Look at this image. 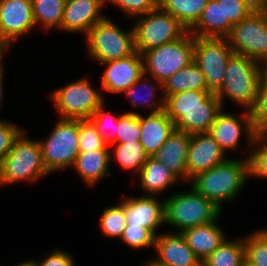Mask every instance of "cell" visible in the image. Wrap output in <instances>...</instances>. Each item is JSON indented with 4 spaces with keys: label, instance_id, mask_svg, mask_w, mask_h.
Masks as SVG:
<instances>
[{
    "label": "cell",
    "instance_id": "6da1fadb",
    "mask_svg": "<svg viewBox=\"0 0 267 266\" xmlns=\"http://www.w3.org/2000/svg\"><path fill=\"white\" fill-rule=\"evenodd\" d=\"M250 177L249 157L244 160L227 158L208 171L198 173L191 186L221 210L225 201L235 199Z\"/></svg>",
    "mask_w": 267,
    "mask_h": 266
},
{
    "label": "cell",
    "instance_id": "7a4b0ae2",
    "mask_svg": "<svg viewBox=\"0 0 267 266\" xmlns=\"http://www.w3.org/2000/svg\"><path fill=\"white\" fill-rule=\"evenodd\" d=\"M264 77L263 64L233 53L228 60L222 86L215 93L224 108V98L251 110L257 101L258 88Z\"/></svg>",
    "mask_w": 267,
    "mask_h": 266
},
{
    "label": "cell",
    "instance_id": "3957f363",
    "mask_svg": "<svg viewBox=\"0 0 267 266\" xmlns=\"http://www.w3.org/2000/svg\"><path fill=\"white\" fill-rule=\"evenodd\" d=\"M165 202V224L178 232L216 221L222 210L211 200L200 195L192 186L189 191L178 192Z\"/></svg>",
    "mask_w": 267,
    "mask_h": 266
},
{
    "label": "cell",
    "instance_id": "277c9868",
    "mask_svg": "<svg viewBox=\"0 0 267 266\" xmlns=\"http://www.w3.org/2000/svg\"><path fill=\"white\" fill-rule=\"evenodd\" d=\"M48 174L39 141L27 138L24 129L0 164V184L33 182Z\"/></svg>",
    "mask_w": 267,
    "mask_h": 266
},
{
    "label": "cell",
    "instance_id": "5b68a950",
    "mask_svg": "<svg viewBox=\"0 0 267 266\" xmlns=\"http://www.w3.org/2000/svg\"><path fill=\"white\" fill-rule=\"evenodd\" d=\"M86 36L90 57L98 63L126 58L135 52L134 31H124L105 17L95 23Z\"/></svg>",
    "mask_w": 267,
    "mask_h": 266
},
{
    "label": "cell",
    "instance_id": "8992f818",
    "mask_svg": "<svg viewBox=\"0 0 267 266\" xmlns=\"http://www.w3.org/2000/svg\"><path fill=\"white\" fill-rule=\"evenodd\" d=\"M136 18L133 26L134 46L139 54L174 42L188 32L173 15L159 6Z\"/></svg>",
    "mask_w": 267,
    "mask_h": 266
},
{
    "label": "cell",
    "instance_id": "52a82bcc",
    "mask_svg": "<svg viewBox=\"0 0 267 266\" xmlns=\"http://www.w3.org/2000/svg\"><path fill=\"white\" fill-rule=\"evenodd\" d=\"M193 48L194 36L188 31L174 42L143 52V74L163 83L193 61Z\"/></svg>",
    "mask_w": 267,
    "mask_h": 266
},
{
    "label": "cell",
    "instance_id": "ba28073f",
    "mask_svg": "<svg viewBox=\"0 0 267 266\" xmlns=\"http://www.w3.org/2000/svg\"><path fill=\"white\" fill-rule=\"evenodd\" d=\"M48 173L73 166L79 154L78 119H58L49 137L39 140Z\"/></svg>",
    "mask_w": 267,
    "mask_h": 266
},
{
    "label": "cell",
    "instance_id": "9c48e42d",
    "mask_svg": "<svg viewBox=\"0 0 267 266\" xmlns=\"http://www.w3.org/2000/svg\"><path fill=\"white\" fill-rule=\"evenodd\" d=\"M235 54L267 63V4L232 26L226 37Z\"/></svg>",
    "mask_w": 267,
    "mask_h": 266
},
{
    "label": "cell",
    "instance_id": "30bf717a",
    "mask_svg": "<svg viewBox=\"0 0 267 266\" xmlns=\"http://www.w3.org/2000/svg\"><path fill=\"white\" fill-rule=\"evenodd\" d=\"M50 95L61 119H89L104 103V96L86 77L58 88Z\"/></svg>",
    "mask_w": 267,
    "mask_h": 266
},
{
    "label": "cell",
    "instance_id": "8fae6325",
    "mask_svg": "<svg viewBox=\"0 0 267 266\" xmlns=\"http://www.w3.org/2000/svg\"><path fill=\"white\" fill-rule=\"evenodd\" d=\"M233 53L226 38L194 37L193 61L204 74L212 93L222 86L228 60Z\"/></svg>",
    "mask_w": 267,
    "mask_h": 266
},
{
    "label": "cell",
    "instance_id": "7c38bea8",
    "mask_svg": "<svg viewBox=\"0 0 267 266\" xmlns=\"http://www.w3.org/2000/svg\"><path fill=\"white\" fill-rule=\"evenodd\" d=\"M32 0H0V45L8 49L35 28Z\"/></svg>",
    "mask_w": 267,
    "mask_h": 266
},
{
    "label": "cell",
    "instance_id": "4fadbf2b",
    "mask_svg": "<svg viewBox=\"0 0 267 266\" xmlns=\"http://www.w3.org/2000/svg\"><path fill=\"white\" fill-rule=\"evenodd\" d=\"M242 130L246 132L247 145L250 148L256 131L250 111L244 110L242 116H236L233 113H225L224 109H222L216 116L208 133L226 154V151L238 148L241 141L240 137L243 133Z\"/></svg>",
    "mask_w": 267,
    "mask_h": 266
},
{
    "label": "cell",
    "instance_id": "5bb4252c",
    "mask_svg": "<svg viewBox=\"0 0 267 266\" xmlns=\"http://www.w3.org/2000/svg\"><path fill=\"white\" fill-rule=\"evenodd\" d=\"M219 144L208 133H193L187 153V180L226 160Z\"/></svg>",
    "mask_w": 267,
    "mask_h": 266
},
{
    "label": "cell",
    "instance_id": "9a60e30c",
    "mask_svg": "<svg viewBox=\"0 0 267 266\" xmlns=\"http://www.w3.org/2000/svg\"><path fill=\"white\" fill-rule=\"evenodd\" d=\"M101 88L110 93H123L143 75L141 54L135 51L132 55L109 62H103Z\"/></svg>",
    "mask_w": 267,
    "mask_h": 266
},
{
    "label": "cell",
    "instance_id": "2e32d148",
    "mask_svg": "<svg viewBox=\"0 0 267 266\" xmlns=\"http://www.w3.org/2000/svg\"><path fill=\"white\" fill-rule=\"evenodd\" d=\"M165 202L157 196L141 195V197L124 198L126 227L143 226L157 236V228L165 224Z\"/></svg>",
    "mask_w": 267,
    "mask_h": 266
},
{
    "label": "cell",
    "instance_id": "e0dca14e",
    "mask_svg": "<svg viewBox=\"0 0 267 266\" xmlns=\"http://www.w3.org/2000/svg\"><path fill=\"white\" fill-rule=\"evenodd\" d=\"M154 249L157 257L150 261L157 266H202L181 233L158 234Z\"/></svg>",
    "mask_w": 267,
    "mask_h": 266
},
{
    "label": "cell",
    "instance_id": "ac0fdd59",
    "mask_svg": "<svg viewBox=\"0 0 267 266\" xmlns=\"http://www.w3.org/2000/svg\"><path fill=\"white\" fill-rule=\"evenodd\" d=\"M104 6L101 0H66L61 30L86 35L95 23L106 17L101 15Z\"/></svg>",
    "mask_w": 267,
    "mask_h": 266
},
{
    "label": "cell",
    "instance_id": "d6986e66",
    "mask_svg": "<svg viewBox=\"0 0 267 266\" xmlns=\"http://www.w3.org/2000/svg\"><path fill=\"white\" fill-rule=\"evenodd\" d=\"M190 140L191 134L175 129L154 155V158L183 181L187 180V153Z\"/></svg>",
    "mask_w": 267,
    "mask_h": 266
},
{
    "label": "cell",
    "instance_id": "ffe728a7",
    "mask_svg": "<svg viewBox=\"0 0 267 266\" xmlns=\"http://www.w3.org/2000/svg\"><path fill=\"white\" fill-rule=\"evenodd\" d=\"M140 142L148 157H154L158 149L175 131V123L168 117L165 110L149 113L147 117L140 114Z\"/></svg>",
    "mask_w": 267,
    "mask_h": 266
},
{
    "label": "cell",
    "instance_id": "44dd1931",
    "mask_svg": "<svg viewBox=\"0 0 267 266\" xmlns=\"http://www.w3.org/2000/svg\"><path fill=\"white\" fill-rule=\"evenodd\" d=\"M181 234L201 262L227 238L222 228L217 224V220L187 229Z\"/></svg>",
    "mask_w": 267,
    "mask_h": 266
},
{
    "label": "cell",
    "instance_id": "7402d4cb",
    "mask_svg": "<svg viewBox=\"0 0 267 266\" xmlns=\"http://www.w3.org/2000/svg\"><path fill=\"white\" fill-rule=\"evenodd\" d=\"M110 150H94L79 152L74 164V170L80 178L90 187L96 185L105 176H110V163L112 161Z\"/></svg>",
    "mask_w": 267,
    "mask_h": 266
},
{
    "label": "cell",
    "instance_id": "603a6c76",
    "mask_svg": "<svg viewBox=\"0 0 267 266\" xmlns=\"http://www.w3.org/2000/svg\"><path fill=\"white\" fill-rule=\"evenodd\" d=\"M232 26L230 22H223L222 0H208L200 19L189 32L200 38H226Z\"/></svg>",
    "mask_w": 267,
    "mask_h": 266
},
{
    "label": "cell",
    "instance_id": "cb8c5ba5",
    "mask_svg": "<svg viewBox=\"0 0 267 266\" xmlns=\"http://www.w3.org/2000/svg\"><path fill=\"white\" fill-rule=\"evenodd\" d=\"M223 108L221 102L211 91L189 90L173 94L165 99V111L175 123L179 119V109Z\"/></svg>",
    "mask_w": 267,
    "mask_h": 266
},
{
    "label": "cell",
    "instance_id": "d4e9b609",
    "mask_svg": "<svg viewBox=\"0 0 267 266\" xmlns=\"http://www.w3.org/2000/svg\"><path fill=\"white\" fill-rule=\"evenodd\" d=\"M139 184L145 195L157 196L180 179L154 157H148L139 171Z\"/></svg>",
    "mask_w": 267,
    "mask_h": 266
},
{
    "label": "cell",
    "instance_id": "484cf974",
    "mask_svg": "<svg viewBox=\"0 0 267 266\" xmlns=\"http://www.w3.org/2000/svg\"><path fill=\"white\" fill-rule=\"evenodd\" d=\"M189 90L210 91L207 87L204 74L194 61L178 70L163 82L162 95L166 99L170 95Z\"/></svg>",
    "mask_w": 267,
    "mask_h": 266
},
{
    "label": "cell",
    "instance_id": "4316f807",
    "mask_svg": "<svg viewBox=\"0 0 267 266\" xmlns=\"http://www.w3.org/2000/svg\"><path fill=\"white\" fill-rule=\"evenodd\" d=\"M222 109H179V119L175 122V129L189 134L209 132L212 123Z\"/></svg>",
    "mask_w": 267,
    "mask_h": 266
},
{
    "label": "cell",
    "instance_id": "83f0119b",
    "mask_svg": "<svg viewBox=\"0 0 267 266\" xmlns=\"http://www.w3.org/2000/svg\"><path fill=\"white\" fill-rule=\"evenodd\" d=\"M208 0H158V6L173 15L189 31L200 19Z\"/></svg>",
    "mask_w": 267,
    "mask_h": 266
},
{
    "label": "cell",
    "instance_id": "f1b7e54d",
    "mask_svg": "<svg viewBox=\"0 0 267 266\" xmlns=\"http://www.w3.org/2000/svg\"><path fill=\"white\" fill-rule=\"evenodd\" d=\"M147 77H148L147 75L143 74L134 84H132L123 93H125V95H127V97L131 100L130 102L134 107H136L138 105H141V106L146 105L145 107H149L152 110L150 113H157V112L163 111L165 109V97L162 96L161 97L162 99H160V97H159L160 102L156 101V98H155L156 97L155 91H157L156 87H158V88L160 87V89L163 90V83L155 80L154 78H152V80H151L150 76L148 77L149 79ZM153 80L155 83H157V86L154 85V83H152ZM140 85H141V87L144 86L145 94L147 96V98H144L143 101L139 99L141 97L139 96L138 92L144 91V90H142L143 88L141 89ZM146 89H147V91H146Z\"/></svg>",
    "mask_w": 267,
    "mask_h": 266
},
{
    "label": "cell",
    "instance_id": "f546056e",
    "mask_svg": "<svg viewBox=\"0 0 267 266\" xmlns=\"http://www.w3.org/2000/svg\"><path fill=\"white\" fill-rule=\"evenodd\" d=\"M244 260V238L234 241L226 238L213 253L202 261V266H240Z\"/></svg>",
    "mask_w": 267,
    "mask_h": 266
},
{
    "label": "cell",
    "instance_id": "4dcf8cb0",
    "mask_svg": "<svg viewBox=\"0 0 267 266\" xmlns=\"http://www.w3.org/2000/svg\"><path fill=\"white\" fill-rule=\"evenodd\" d=\"M66 0H32L35 25L40 24L46 30L61 29Z\"/></svg>",
    "mask_w": 267,
    "mask_h": 266
},
{
    "label": "cell",
    "instance_id": "1f68e13d",
    "mask_svg": "<svg viewBox=\"0 0 267 266\" xmlns=\"http://www.w3.org/2000/svg\"><path fill=\"white\" fill-rule=\"evenodd\" d=\"M114 158L126 171L139 173L144 163L148 159L144 147L140 141L128 142L125 144H113Z\"/></svg>",
    "mask_w": 267,
    "mask_h": 266
},
{
    "label": "cell",
    "instance_id": "d6a6232c",
    "mask_svg": "<svg viewBox=\"0 0 267 266\" xmlns=\"http://www.w3.org/2000/svg\"><path fill=\"white\" fill-rule=\"evenodd\" d=\"M99 220L100 229L104 236L121 238V235L127 226L124 213V199L120 204L104 209Z\"/></svg>",
    "mask_w": 267,
    "mask_h": 266
},
{
    "label": "cell",
    "instance_id": "836d02e7",
    "mask_svg": "<svg viewBox=\"0 0 267 266\" xmlns=\"http://www.w3.org/2000/svg\"><path fill=\"white\" fill-rule=\"evenodd\" d=\"M245 260L253 266H267V229L244 237Z\"/></svg>",
    "mask_w": 267,
    "mask_h": 266
},
{
    "label": "cell",
    "instance_id": "e575fe53",
    "mask_svg": "<svg viewBox=\"0 0 267 266\" xmlns=\"http://www.w3.org/2000/svg\"><path fill=\"white\" fill-rule=\"evenodd\" d=\"M104 103L89 118L107 146L116 144L119 116L105 112Z\"/></svg>",
    "mask_w": 267,
    "mask_h": 266
},
{
    "label": "cell",
    "instance_id": "d590c367",
    "mask_svg": "<svg viewBox=\"0 0 267 266\" xmlns=\"http://www.w3.org/2000/svg\"><path fill=\"white\" fill-rule=\"evenodd\" d=\"M79 152L109 150L90 119H78Z\"/></svg>",
    "mask_w": 267,
    "mask_h": 266
},
{
    "label": "cell",
    "instance_id": "8d00e7d4",
    "mask_svg": "<svg viewBox=\"0 0 267 266\" xmlns=\"http://www.w3.org/2000/svg\"><path fill=\"white\" fill-rule=\"evenodd\" d=\"M141 137L140 114L125 112L119 117L116 144L139 141Z\"/></svg>",
    "mask_w": 267,
    "mask_h": 266
},
{
    "label": "cell",
    "instance_id": "74e56055",
    "mask_svg": "<svg viewBox=\"0 0 267 266\" xmlns=\"http://www.w3.org/2000/svg\"><path fill=\"white\" fill-rule=\"evenodd\" d=\"M257 8L252 0H222L223 22L235 25L246 19Z\"/></svg>",
    "mask_w": 267,
    "mask_h": 266
},
{
    "label": "cell",
    "instance_id": "f35d334b",
    "mask_svg": "<svg viewBox=\"0 0 267 266\" xmlns=\"http://www.w3.org/2000/svg\"><path fill=\"white\" fill-rule=\"evenodd\" d=\"M260 144V145H259ZM253 149L248 155L250 177L267 178V145L256 135L251 146Z\"/></svg>",
    "mask_w": 267,
    "mask_h": 266
},
{
    "label": "cell",
    "instance_id": "ab89813d",
    "mask_svg": "<svg viewBox=\"0 0 267 266\" xmlns=\"http://www.w3.org/2000/svg\"><path fill=\"white\" fill-rule=\"evenodd\" d=\"M120 239L132 249H143L154 248L156 236L143 226L126 227Z\"/></svg>",
    "mask_w": 267,
    "mask_h": 266
},
{
    "label": "cell",
    "instance_id": "60d3db41",
    "mask_svg": "<svg viewBox=\"0 0 267 266\" xmlns=\"http://www.w3.org/2000/svg\"><path fill=\"white\" fill-rule=\"evenodd\" d=\"M117 6L128 16L135 18L158 7V0H107Z\"/></svg>",
    "mask_w": 267,
    "mask_h": 266
},
{
    "label": "cell",
    "instance_id": "b9f144b4",
    "mask_svg": "<svg viewBox=\"0 0 267 266\" xmlns=\"http://www.w3.org/2000/svg\"><path fill=\"white\" fill-rule=\"evenodd\" d=\"M250 113L255 130L259 126L267 124V79L265 77L260 82L257 101Z\"/></svg>",
    "mask_w": 267,
    "mask_h": 266
},
{
    "label": "cell",
    "instance_id": "7bdbcfd3",
    "mask_svg": "<svg viewBox=\"0 0 267 266\" xmlns=\"http://www.w3.org/2000/svg\"><path fill=\"white\" fill-rule=\"evenodd\" d=\"M24 130L9 121H0V164L9 153L14 141Z\"/></svg>",
    "mask_w": 267,
    "mask_h": 266
},
{
    "label": "cell",
    "instance_id": "ee69618b",
    "mask_svg": "<svg viewBox=\"0 0 267 266\" xmlns=\"http://www.w3.org/2000/svg\"><path fill=\"white\" fill-rule=\"evenodd\" d=\"M36 266H75L73 257L62 250L54 249L46 258L41 261H36Z\"/></svg>",
    "mask_w": 267,
    "mask_h": 266
},
{
    "label": "cell",
    "instance_id": "f6af8a7d",
    "mask_svg": "<svg viewBox=\"0 0 267 266\" xmlns=\"http://www.w3.org/2000/svg\"><path fill=\"white\" fill-rule=\"evenodd\" d=\"M255 135L265 144L267 145V124H263L259 126L256 131Z\"/></svg>",
    "mask_w": 267,
    "mask_h": 266
},
{
    "label": "cell",
    "instance_id": "bcb514c9",
    "mask_svg": "<svg viewBox=\"0 0 267 266\" xmlns=\"http://www.w3.org/2000/svg\"><path fill=\"white\" fill-rule=\"evenodd\" d=\"M3 66L0 67V106H1V103H2V96H3V77H4V70H3ZM0 121H2L0 119Z\"/></svg>",
    "mask_w": 267,
    "mask_h": 266
},
{
    "label": "cell",
    "instance_id": "7dc6e473",
    "mask_svg": "<svg viewBox=\"0 0 267 266\" xmlns=\"http://www.w3.org/2000/svg\"><path fill=\"white\" fill-rule=\"evenodd\" d=\"M16 266H36L35 260H28L17 264Z\"/></svg>",
    "mask_w": 267,
    "mask_h": 266
},
{
    "label": "cell",
    "instance_id": "c3c4849f",
    "mask_svg": "<svg viewBox=\"0 0 267 266\" xmlns=\"http://www.w3.org/2000/svg\"><path fill=\"white\" fill-rule=\"evenodd\" d=\"M7 51V49L3 46L0 45V67L2 66V58H3V55L4 53Z\"/></svg>",
    "mask_w": 267,
    "mask_h": 266
},
{
    "label": "cell",
    "instance_id": "681fc988",
    "mask_svg": "<svg viewBox=\"0 0 267 266\" xmlns=\"http://www.w3.org/2000/svg\"><path fill=\"white\" fill-rule=\"evenodd\" d=\"M258 7L266 5L267 0H252Z\"/></svg>",
    "mask_w": 267,
    "mask_h": 266
},
{
    "label": "cell",
    "instance_id": "f907efd6",
    "mask_svg": "<svg viewBox=\"0 0 267 266\" xmlns=\"http://www.w3.org/2000/svg\"><path fill=\"white\" fill-rule=\"evenodd\" d=\"M264 77L267 79V63L263 65Z\"/></svg>",
    "mask_w": 267,
    "mask_h": 266
},
{
    "label": "cell",
    "instance_id": "816d5d0a",
    "mask_svg": "<svg viewBox=\"0 0 267 266\" xmlns=\"http://www.w3.org/2000/svg\"><path fill=\"white\" fill-rule=\"evenodd\" d=\"M240 266H253L248 261L244 260Z\"/></svg>",
    "mask_w": 267,
    "mask_h": 266
},
{
    "label": "cell",
    "instance_id": "f5cc1de1",
    "mask_svg": "<svg viewBox=\"0 0 267 266\" xmlns=\"http://www.w3.org/2000/svg\"><path fill=\"white\" fill-rule=\"evenodd\" d=\"M145 266H157V265L153 264V263L149 260L147 263H145Z\"/></svg>",
    "mask_w": 267,
    "mask_h": 266
},
{
    "label": "cell",
    "instance_id": "db71d44e",
    "mask_svg": "<svg viewBox=\"0 0 267 266\" xmlns=\"http://www.w3.org/2000/svg\"><path fill=\"white\" fill-rule=\"evenodd\" d=\"M104 4H106L107 0H101Z\"/></svg>",
    "mask_w": 267,
    "mask_h": 266
}]
</instances>
